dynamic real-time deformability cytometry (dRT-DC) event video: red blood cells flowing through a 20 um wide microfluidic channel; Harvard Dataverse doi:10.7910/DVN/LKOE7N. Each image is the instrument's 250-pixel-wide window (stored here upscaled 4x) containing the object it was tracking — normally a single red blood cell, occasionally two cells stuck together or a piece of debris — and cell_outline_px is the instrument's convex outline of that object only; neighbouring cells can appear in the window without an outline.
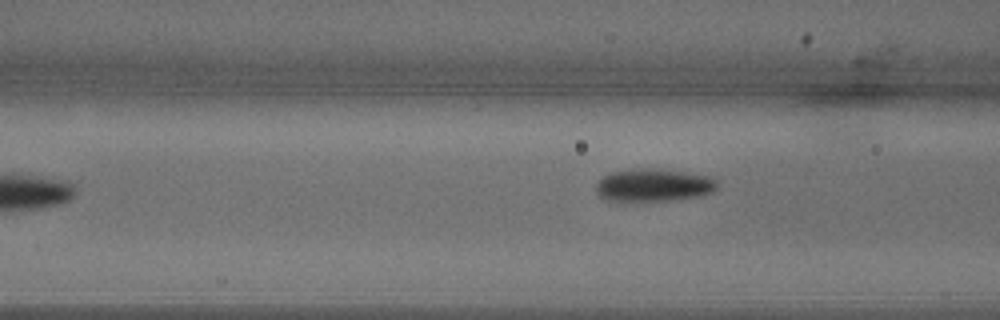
{"species": "common noctule bat (a hibernating species)", "species_latin": "Nyctalus noctula", "temperature_condition": "warm", "stored_images_in_passage": 8, "camera_frame_rate_fps": 3000, "um_per_image_px": 0.085, "animal": {"sex": "male", "body_mass_g": 18.8}, "frame": {"image": 1, "passage_image": 7, "time_ms": 2.0, "image_size_px": [1000, 320], "cell_outline_px": [[720, 184], [712, 192], [700, 196], [668, 200], [608, 200], [600, 196], [596, 192], [596, 184], [604, 176], [612, 172], [632, 168], [652, 168], [716, 176]], "centroid_in_image_um": [55.63, 15.71], "position_along_channel_um": 111.0, "area_um2": 23.18}}
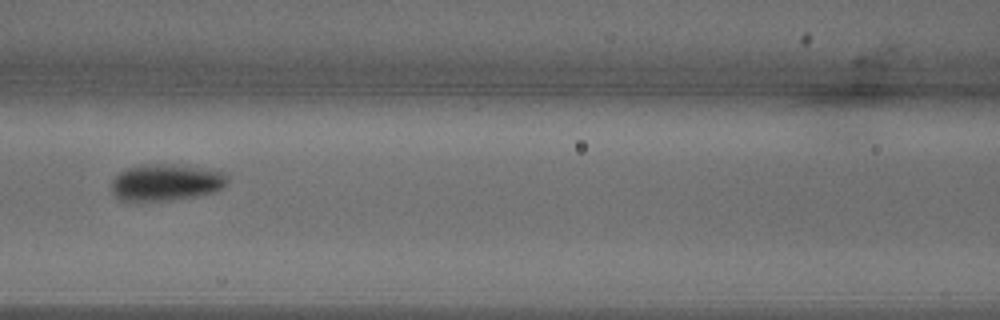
{"frame": {"image": 2, "passage_image": 8, "time_ms": 2.333, "image_size_px": [1000, 320], "cell_outline_px": [[228, 184], [224, 188], [216, 192], [196, 196], [172, 200], [132, 204], [128, 204], [120, 200], [112, 192], [112, 180], [120, 172], [128, 168], [144, 164], [176, 164], [224, 172], [228, 176]], "centroid_in_image_um": [14.09, 15.55], "position_along_channel_um": 152.5, "area_um2": 25.61}}